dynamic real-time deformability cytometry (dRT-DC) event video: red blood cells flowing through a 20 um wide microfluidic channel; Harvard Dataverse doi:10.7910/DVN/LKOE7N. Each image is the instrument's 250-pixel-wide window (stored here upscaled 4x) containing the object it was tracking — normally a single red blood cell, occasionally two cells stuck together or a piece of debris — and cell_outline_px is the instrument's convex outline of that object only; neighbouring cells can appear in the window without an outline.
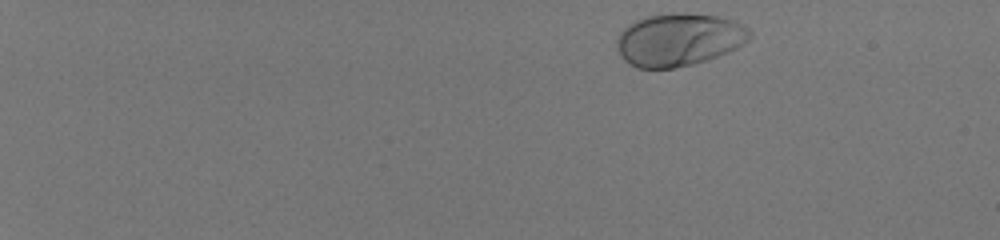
{"species": "human", "species_latin": "Homo sapiens", "temperature_condition": "room temperature", "stored_images_in_passage": 48, "camera_frame_rate_fps": 3000, "um_per_image_px": 0.085, "donor": {"sex": "male"}, "frame": {"image": 1, "passage_image": 2, "time_ms": 0.333, "image_size_px": [1000, 240], "cell_outline_px": [[752, 36], [748, 40], [736, 48], [728, 52], [692, 64], [672, 68], [636, 68], [628, 64], [620, 56], [616, 48], [616, 40], [620, 32], [628, 24], [636, 20], [648, 16], [672, 12], [684, 12], [716, 16], [732, 20], [744, 24], [752, 32]], "centroid_in_image_um": [57.68, 3.36], "position_along_channel_um": 27.3, "area_um2": 41.1}}
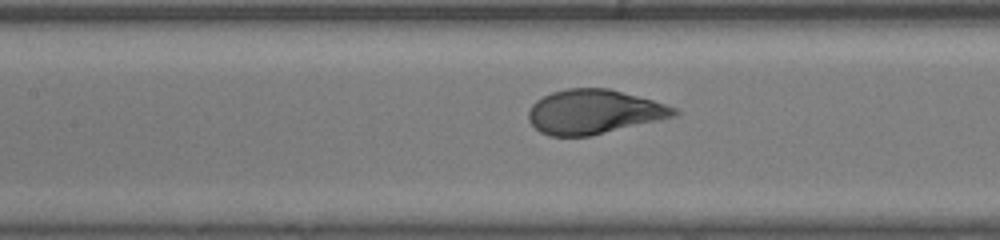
{"frame": {"image": 2, "passage_image": 24, "time_ms": 7.667, "image_size_px": [1000, 240], "cell_outline_px": [[680, 112], [676, 116], [660, 120], [592, 136], [548, 136], [540, 132], [528, 120], [528, 112], [532, 104], [536, 100], [552, 92], [568, 88], [608, 88], [652, 100], [676, 108]], "centroid_in_image_um": [50.47, 9.51], "position_along_channel_um": 156.9, "area_um2": 37.63}}
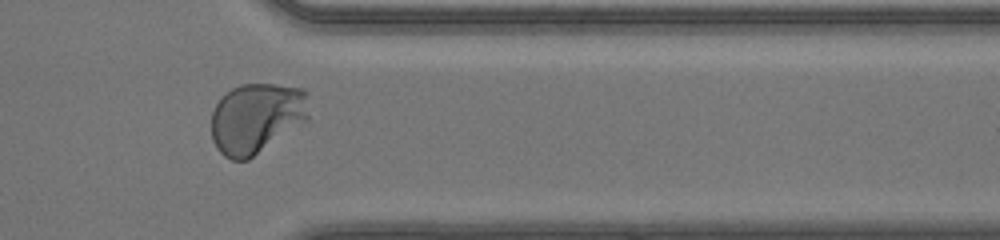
{"frame": {"image": 3, "passage_image": 41, "time_ms": 13.333, "image_size_px": [1000, 240], "cell_outline_px": [[308, 124], [248, 160], [232, 160], [224, 156], [216, 148], [212, 140], [212, 112], [220, 96], [232, 88], [240, 84], [272, 84], [304, 88], [308, 116]], "centroid_in_image_um": [21.82, 10.07], "position_along_channel_um": 389.6, "area_um2": 40.92}, "authors_computed_cell_mechanics": {"area_um2": 38.0902, "velocity_mm_per_s": 4.1004, "shape_relaxation_time_tau1_ms": 2.9496, "shape_relaxation_time_tau2_ms": null, "deformation_change_tau1": 0.1921, "deformation_change_tau2": null}}